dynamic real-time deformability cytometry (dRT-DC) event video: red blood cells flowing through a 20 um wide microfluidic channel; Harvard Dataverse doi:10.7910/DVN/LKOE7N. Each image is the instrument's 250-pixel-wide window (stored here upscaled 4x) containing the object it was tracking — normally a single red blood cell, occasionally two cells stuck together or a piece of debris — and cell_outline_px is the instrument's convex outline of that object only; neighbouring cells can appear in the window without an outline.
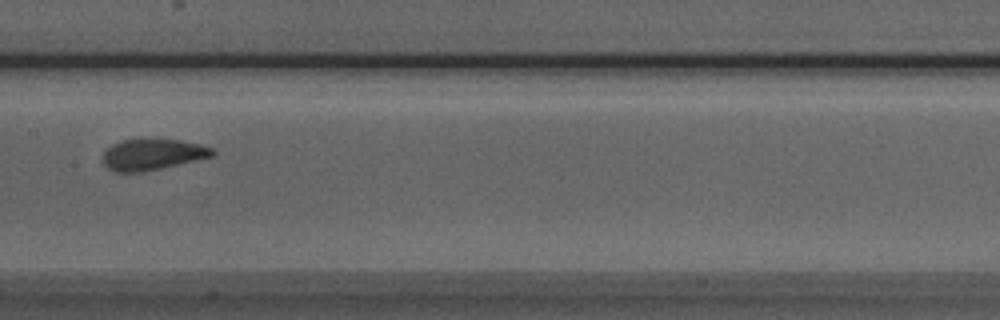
{"species": "Egyptian fruit bat (a non-hibernating species)", "species_latin": "Rousettus aegyptiacus", "temperature_condition": "room temperature", "stored_images_in_passage": 9, "camera_frame_rate_fps": 3000, "um_per_image_px": 0.085, "animal": {"sex": "male"}, "frame": {"image": 1, "passage_image": 9, "time_ms": 2.667, "image_size_px": [1000, 320], "cell_outline_px": [[216, 152], [212, 156], [144, 172], [116, 172], [108, 168], [104, 164], [104, 152], [112, 144], [120, 140], [140, 136], [180, 140], [200, 144], [212, 148]], "centroid_in_image_um": [12.93, 13.08], "position_along_channel_um": 194.5, "area_um2": 20.35}}